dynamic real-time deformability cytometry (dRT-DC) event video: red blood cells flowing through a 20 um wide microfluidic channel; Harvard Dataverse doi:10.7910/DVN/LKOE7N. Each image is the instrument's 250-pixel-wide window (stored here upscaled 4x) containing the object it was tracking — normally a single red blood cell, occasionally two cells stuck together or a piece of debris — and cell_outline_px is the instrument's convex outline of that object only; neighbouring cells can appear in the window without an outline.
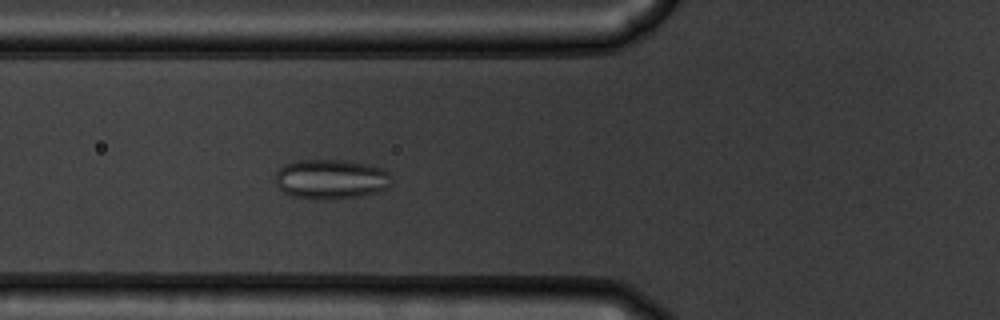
{"species": "common noctule bat (a hibernating species)", "species_latin": "Nyctalus noctula", "temperature_condition": "warm", "stored_images_in_passage": 54, "camera_frame_rate_fps": 3000, "um_per_image_px": 0.085, "animal": {"sex": "male", "body_mass_g": 19.5, "forearm_length_mm": 54.6}, "frame": {"image": 1, "passage_image": 20, "time_ms": 6.333, "image_size_px": [1000, 320], "cell_outline_px": [[392, 184], [388, 188], [380, 192], [360, 196], [324, 200], [320, 200], [292, 196], [284, 192], [276, 184], [276, 172], [284, 164], [296, 160], [344, 160], [364, 164], [380, 168], [388, 172], [392, 176]], "centroid_in_image_um": [28.15, 15.24], "position_along_channel_um": 97.6, "area_um2": 27.11}}
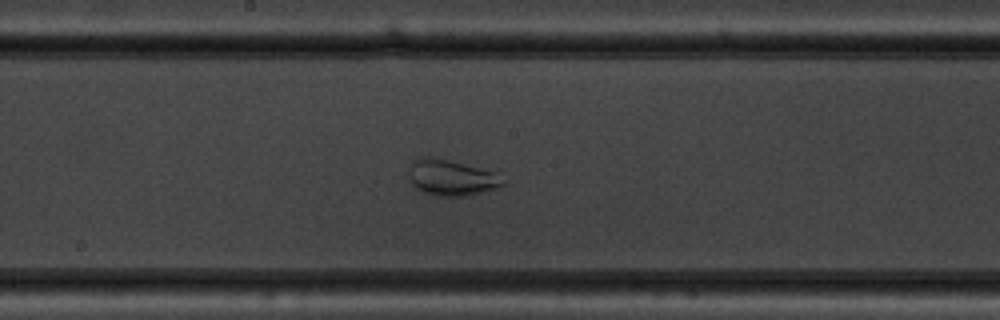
{"frame": {"image": 2, "passage_image": 29, "time_ms": 9.333, "image_size_px": [1000, 320], "cell_outline_px": [[504, 184], [496, 188], [472, 196], [436, 196], [424, 192], [416, 188], [412, 184], [408, 176], [408, 172], [412, 160], [416, 156], [432, 156], [496, 172], [504, 180]], "centroid_in_image_um": [38.33, 15.09], "position_along_channel_um": 209.9, "area_um2": 20.0}}
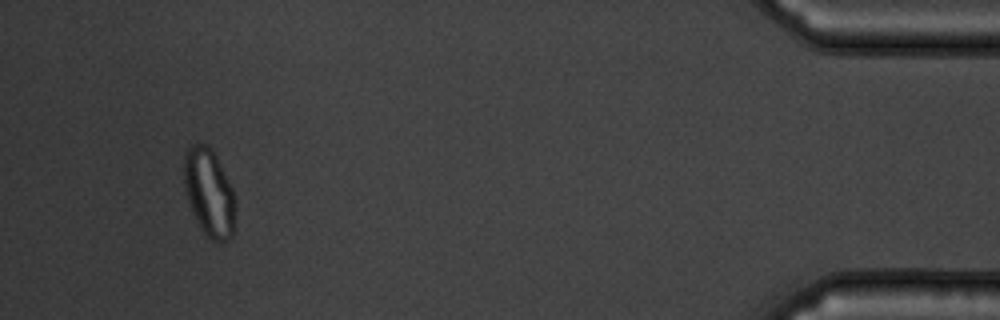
{"frame": {"image": 3, "passage_image": 51, "time_ms": 16.667, "image_size_px": [1000, 320], "cell_outline_px": [[236, 204], [232, 236], [224, 244], [216, 244], [204, 236], [188, 204], [184, 188], [184, 152], [192, 144], [208, 144], [212, 148], [236, 196]], "centroid_in_image_um": [17.78, 16.44], "position_along_channel_um": 417.4, "area_um2": 26.99}}